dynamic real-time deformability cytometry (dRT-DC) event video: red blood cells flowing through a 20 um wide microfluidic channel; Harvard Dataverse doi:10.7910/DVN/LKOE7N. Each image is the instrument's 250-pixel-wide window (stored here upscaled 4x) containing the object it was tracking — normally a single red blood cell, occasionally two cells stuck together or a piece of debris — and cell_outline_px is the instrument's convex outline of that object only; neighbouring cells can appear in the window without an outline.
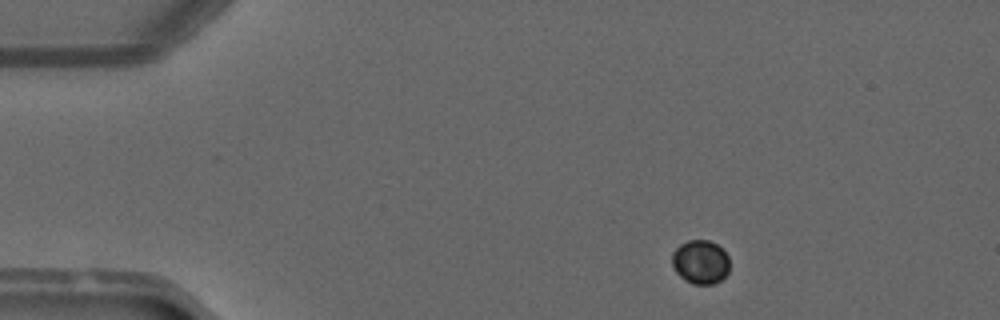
{"species": "common noctule bat (a hibernating species)", "species_latin": "Nyctalus noctula", "temperature_condition": "warm", "stored_images_in_passage": 13, "camera_frame_rate_fps": 3000, "um_per_image_px": 0.085, "animal": {"sex": "male", "forearm_length_mm": 52.5}, "frame": {"image": 1, "passage_image": 1, "time_ms": 0.0, "image_size_px": [1000, 320], "cell_outline_px": [[728, 272], [716, 284], [692, 284], [684, 280], [676, 272], [672, 264], [672, 252], [680, 244], [688, 240], [708, 240], [716, 244], [728, 256]], "centroid_in_image_um": [59.51, 22.27], "position_along_channel_um": 25.5, "area_um2": 14.68}}
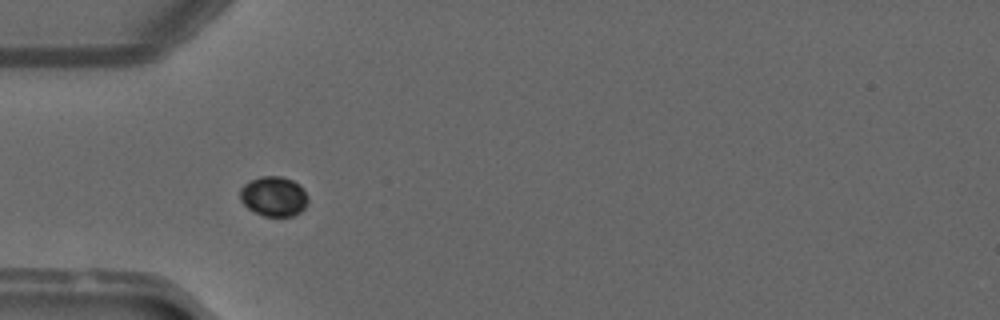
{"frame": {"image": 2, "passage_image": 9, "time_ms": 2.667, "image_size_px": [1000, 320], "cell_outline_px": [[308, 200], [304, 208], [300, 212], [292, 216], [264, 216], [248, 208], [240, 200], [240, 188], [244, 184], [260, 176], [280, 176], [292, 180], [300, 184], [304, 188], [308, 196]], "centroid_in_image_um": [23.29, 16.68], "position_along_channel_um": 61.7, "area_um2": 15.84}}
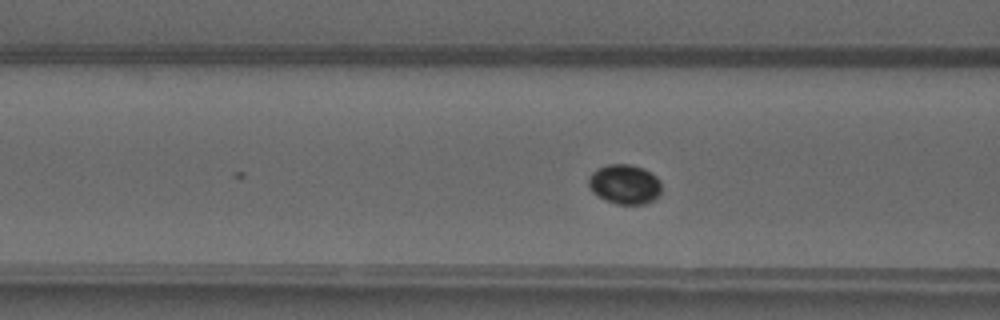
{"frame": {"image": 3, "passage_image": 13, "time_ms": 4.0, "image_size_px": [1000, 320], "cell_outline_px": [[660, 196], [656, 200], [644, 204], [616, 204], [592, 192], [588, 184], [588, 180], [592, 172], [608, 164], [628, 164], [644, 168], [652, 172], [660, 180]], "centroid_in_image_um": [53.14, 15.66], "position_along_channel_um": 113.5, "area_um2": 16.88}}